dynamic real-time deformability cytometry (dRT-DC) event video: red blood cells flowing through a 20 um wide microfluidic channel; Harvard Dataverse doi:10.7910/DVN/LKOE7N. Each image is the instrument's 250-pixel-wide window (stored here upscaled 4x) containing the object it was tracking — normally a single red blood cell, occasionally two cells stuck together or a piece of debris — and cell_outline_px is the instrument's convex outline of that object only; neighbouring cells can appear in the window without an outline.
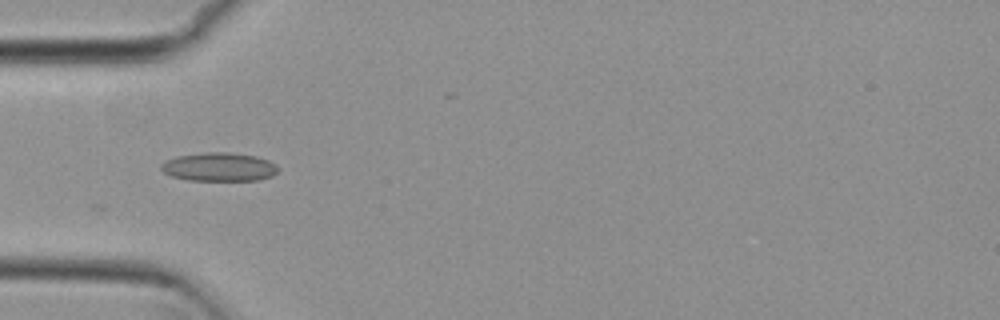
{"species": "common noctule bat (a hibernating species)", "species_latin": "Nyctalus noctula", "temperature_condition": "cold", "stored_images_in_passage": 5, "camera_frame_rate_fps": 3000, "um_per_image_px": 0.085, "animal": {"sex": "female", "body_mass_g": 29.2, "forearm_length_mm": 56.3}, "frame": {"image": 1, "passage_image": 1, "time_ms": 0.0, "image_size_px": [1000, 320], "cell_outline_px": [[280, 168], [272, 176], [256, 180], [188, 180], [172, 176], [164, 172], [160, 168], [160, 164], [176, 156], [204, 152], [228, 152], [256, 156], [268, 160], [276, 164]], "centroid_in_image_um": [18.63, 14.18], "position_along_channel_um": 66.4, "area_um2": 19.48}}
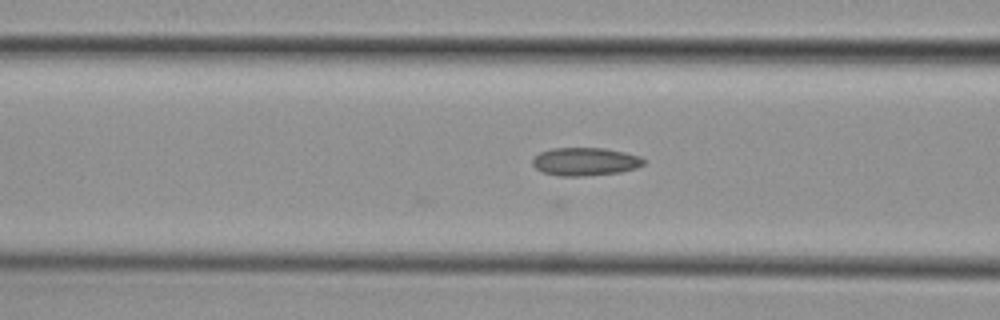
{"frame": {"image": 2, "passage_image": 5, "time_ms": 1.333, "image_size_px": [1000, 320], "cell_outline_px": [[644, 164], [636, 168], [620, 172], [580, 176], [560, 176], [544, 172], [536, 168], [532, 164], [532, 160], [540, 152], [552, 148], [604, 148], [624, 152], [640, 156], [644, 160]], "centroid_in_image_um": [49.74, 13.73], "position_along_channel_um": 116.9, "area_um2": 18.03}}